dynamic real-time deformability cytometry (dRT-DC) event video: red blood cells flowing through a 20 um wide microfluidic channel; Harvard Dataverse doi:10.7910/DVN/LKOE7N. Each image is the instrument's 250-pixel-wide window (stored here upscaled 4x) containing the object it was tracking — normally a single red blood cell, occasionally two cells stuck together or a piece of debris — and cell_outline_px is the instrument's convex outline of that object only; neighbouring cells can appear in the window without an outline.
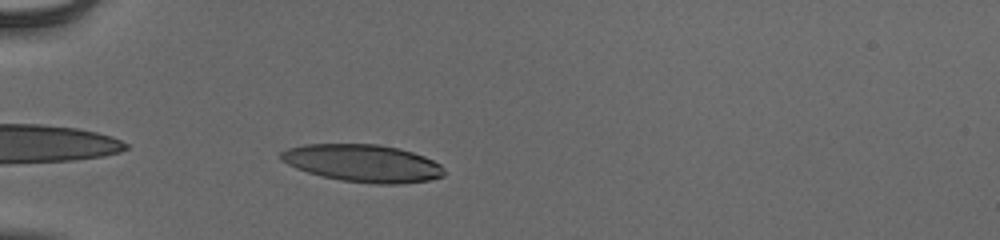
{"species": "human", "species_latin": "Homo sapiens", "temperature_condition": "cold", "stored_images_in_passage": 39, "camera_frame_rate_fps": 3000, "um_per_image_px": 0.085, "donor": {"sex": "male"}, "frame": {"image": 1, "passage_image": 2, "time_ms": 0.333, "image_size_px": [1000, 240], "cell_outline_px": [[444, 176], [428, 180], [400, 184], [376, 184], [340, 180], [308, 172], [296, 168], [280, 160], [276, 156], [280, 152], [288, 148], [304, 144], [380, 144], [400, 148], [424, 156], [440, 164], [444, 168]], "centroid_in_image_um": [30.82, 13.86], "position_along_channel_um": 54.2, "area_um2": 35.78}}
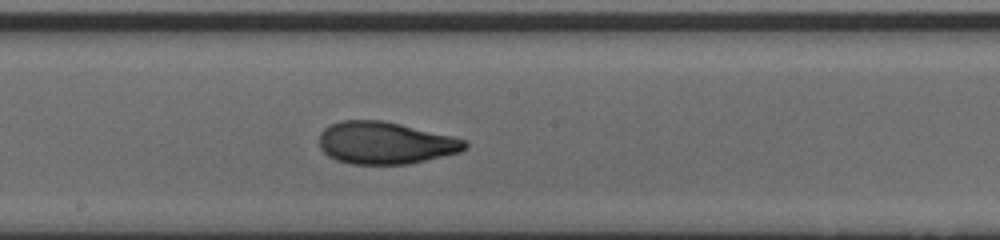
{"frame": {"image": 2, "passage_image": 16, "time_ms": 5.0, "image_size_px": [1000, 240], "cell_outline_px": [[468, 148], [460, 152], [408, 164], [348, 164], [336, 160], [328, 156], [320, 148], [320, 132], [324, 128], [340, 120], [384, 120], [452, 136], [464, 140], [468, 144]], "centroid_in_image_um": [32.73, 12.15], "position_along_channel_um": 215.5, "area_um2": 35.89}}
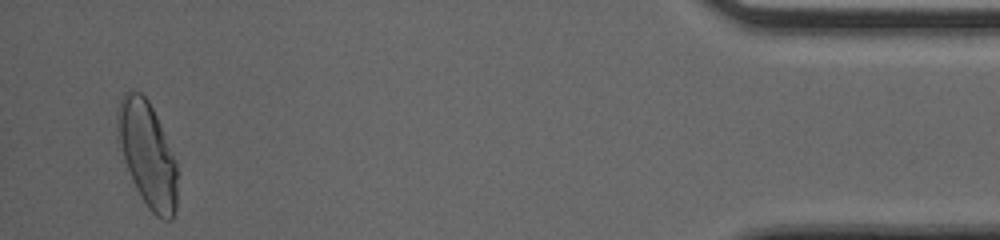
{"frame": {"image": 3, "passage_image": 37, "time_ms": 12.0, "image_size_px": [1000, 240], "cell_outline_px": [[176, 208], [172, 220], [164, 220], [156, 216], [148, 208], [140, 196], [136, 188], [124, 160], [116, 124], [116, 108], [124, 92], [132, 88], [140, 92], [148, 100], [156, 116], [172, 152], [176, 164]], "centroid_in_image_um": [12.51, 13.09], "position_along_channel_um": 422.7, "area_um2": 36.24}, "authors_computed_cell_mechanics": {"area_um2": 35.4314, "velocity_mm_per_s": 3.9001, "shape_relaxation_time_tau1_ms": 4.7933, "shape_relaxation_time_tau2_ms": 1.3395, "deformation_change_tau1": 0.2041, "deformation_change_tau2": 0.0696}}